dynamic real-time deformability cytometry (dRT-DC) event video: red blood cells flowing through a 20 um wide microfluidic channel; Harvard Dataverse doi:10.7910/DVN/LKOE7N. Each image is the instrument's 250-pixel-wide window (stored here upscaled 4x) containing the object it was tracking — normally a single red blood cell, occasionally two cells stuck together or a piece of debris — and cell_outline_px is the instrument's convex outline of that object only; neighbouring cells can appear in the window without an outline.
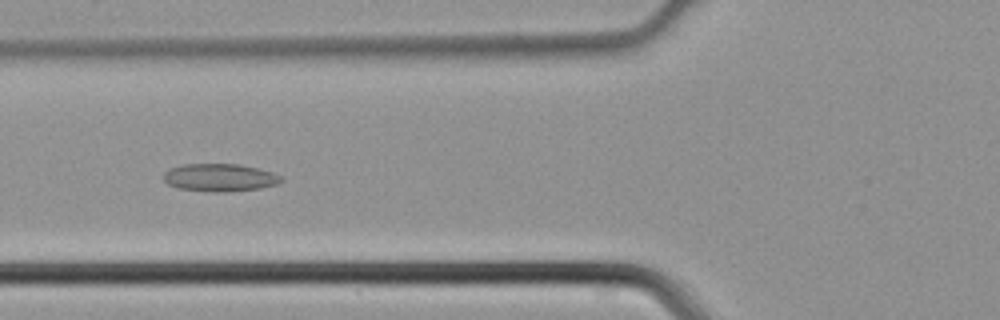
{"species": "common noctule bat (a hibernating species)", "species_latin": "Nyctalus noctula", "temperature_condition": "cold", "stored_images_in_passage": 42, "camera_frame_rate_fps": 3000, "um_per_image_px": 0.085, "animal": {"sex": "male", "body_mass_g": 21.5, "forearm_length_mm": 52.0}, "frame": {"image": 1, "passage_image": 14, "time_ms": 4.333, "image_size_px": [1000, 320], "cell_outline_px": [[284, 180], [276, 184], [260, 188], [228, 192], [212, 192], [180, 188], [168, 184], [164, 180], [164, 172], [168, 168], [180, 164], [240, 164], [272, 172], [284, 176]], "centroid_in_image_um": [18.69, 15.08], "position_along_channel_um": 107.1, "area_um2": 19.13}}
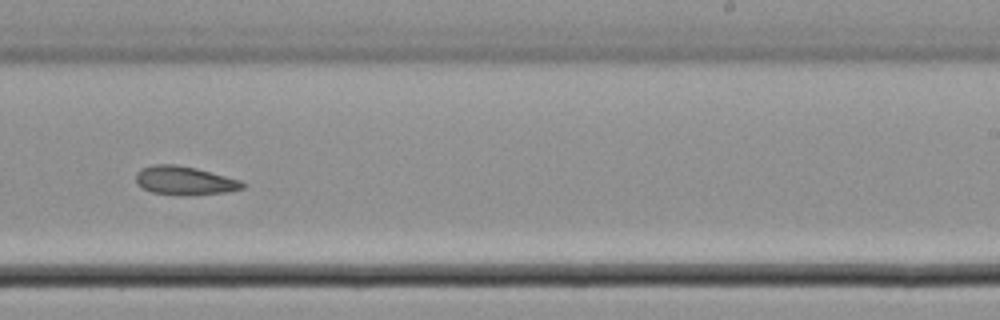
{"frame": {"image": 2, "passage_image": 25, "time_ms": 8.0, "image_size_px": [1000, 320], "cell_outline_px": [[248, 184], [244, 188], [228, 192], [152, 192], [136, 184], [136, 172], [140, 168], [156, 164], [176, 164], [196, 168], [240, 180]], "centroid_in_image_um": [15.68, 15.28], "position_along_channel_um": 273.3, "area_um2": 16.88}}
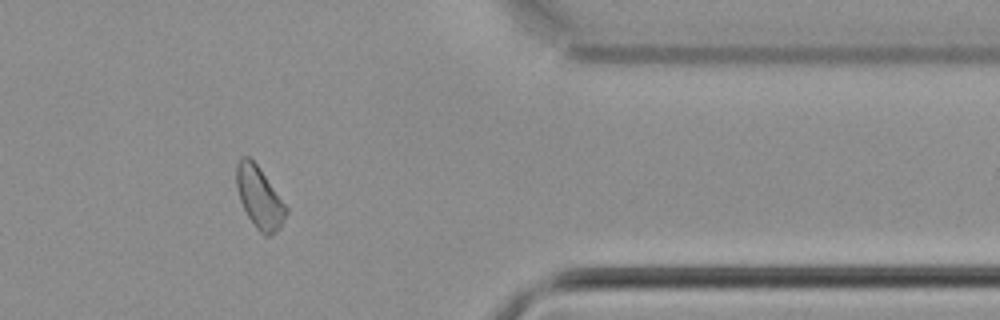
{"frame": {"image": 3, "passage_image": 34, "time_ms": 11.0, "image_size_px": [1000, 320], "cell_outline_px": [[288, 212], [280, 228], [276, 232], [268, 236], [264, 236], [256, 228], [248, 216], [240, 200], [236, 188], [236, 164], [244, 156], [248, 156], [260, 168], [288, 208]], "centroid_in_image_um": [22.06, 16.8], "position_along_channel_um": 389.3, "area_um2": 17.74}}